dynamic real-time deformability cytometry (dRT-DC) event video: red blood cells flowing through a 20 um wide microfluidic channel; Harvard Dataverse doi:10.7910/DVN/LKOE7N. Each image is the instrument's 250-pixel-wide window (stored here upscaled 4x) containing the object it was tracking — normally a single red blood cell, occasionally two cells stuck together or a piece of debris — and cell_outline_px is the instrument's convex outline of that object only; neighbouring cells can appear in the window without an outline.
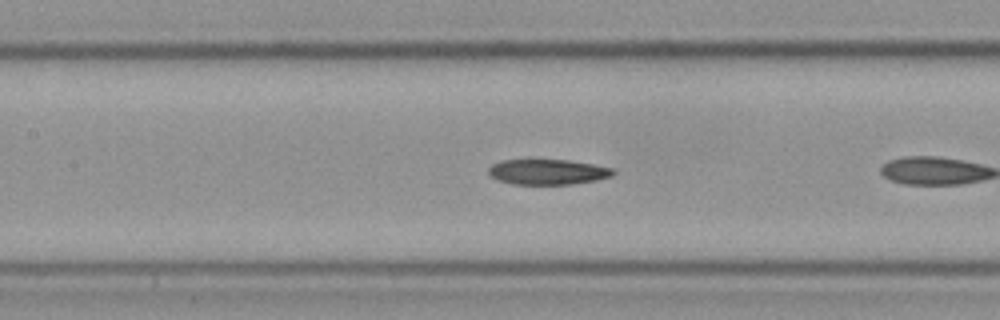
{"species": "Egyptian fruit bat (a non-hibernating species)", "species_latin": "Rousettus aegyptiacus", "temperature_condition": "cold", "stored_images_in_passage": 29, "camera_frame_rate_fps": 3000, "um_per_image_px": 0.085, "frame": {"image": 1, "passage_image": 9, "time_ms": 2.667, "image_size_px": [1000, 320], "cell_outline_px": [[616, 172], [612, 176], [596, 180], [572, 184], [512, 184], [496, 180], [488, 172], [488, 168], [492, 164], [500, 160], [528, 156], [568, 160], [616, 168]], "centroid_in_image_um": [46.5, 14.55], "position_along_channel_um": 160.9, "area_um2": 19.48}}